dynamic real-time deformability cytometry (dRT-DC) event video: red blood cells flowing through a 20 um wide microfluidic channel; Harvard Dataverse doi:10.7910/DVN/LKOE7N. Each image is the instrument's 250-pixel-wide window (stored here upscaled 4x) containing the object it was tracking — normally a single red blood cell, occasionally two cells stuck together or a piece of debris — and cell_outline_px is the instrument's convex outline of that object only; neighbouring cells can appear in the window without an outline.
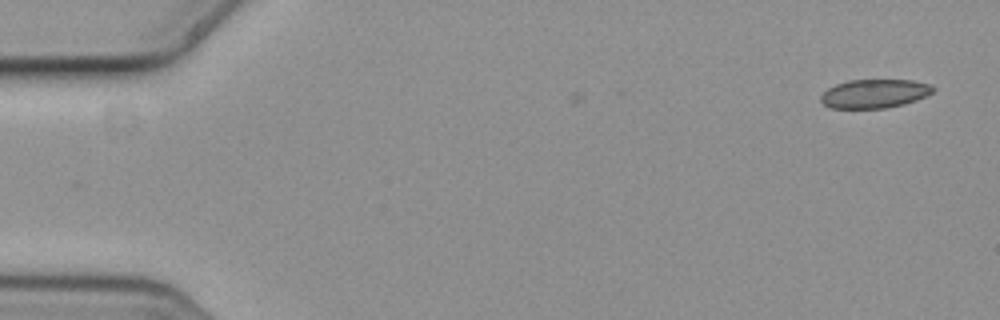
{"species": "common noctule bat (a hibernating species)", "species_latin": "Nyctalus noctula", "temperature_condition": "cold", "stored_images_in_passage": 2, "camera_frame_rate_fps": 3000, "um_per_image_px": 0.085, "animal": {"sex": "female", "body_mass_g": 19.3, "forearm_length_mm": 54.1}, "frame": {"image": 1, "passage_image": 2, "time_ms": 0.333, "image_size_px": [1000, 320], "cell_outline_px": [[936, 88], [932, 92], [916, 100], [904, 104], [884, 108], [832, 108], [824, 104], [820, 100], [820, 96], [828, 88], [836, 84], [848, 80], [912, 80], [932, 84]], "centroid_in_image_um": [74.34, 7.95], "position_along_channel_um": 10.7, "area_um2": 18.79}}